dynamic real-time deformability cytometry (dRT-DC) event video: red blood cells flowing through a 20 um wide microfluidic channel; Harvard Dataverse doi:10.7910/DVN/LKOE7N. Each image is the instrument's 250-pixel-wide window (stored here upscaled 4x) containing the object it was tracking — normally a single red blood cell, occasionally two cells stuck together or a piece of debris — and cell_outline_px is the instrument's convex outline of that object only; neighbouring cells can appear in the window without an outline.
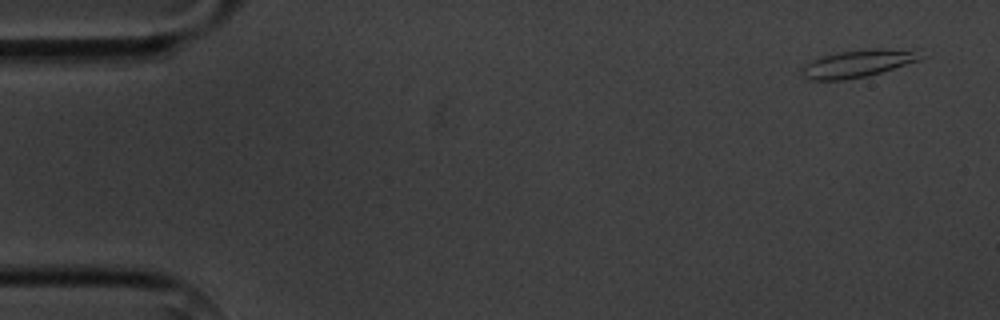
{"species": "common noctule bat (a hibernating species)", "species_latin": "Nyctalus noctula", "temperature_condition": "cold", "stored_images_in_passage": 9, "camera_frame_rate_fps": 3000, "um_per_image_px": 0.085, "animal": {"sex": "male", "body_mass_g": 20.1, "forearm_length_mm": 53.5}, "frame": {"image": 1, "passage_image": 1, "time_ms": 0.0, "image_size_px": [1000, 320], "cell_outline_px": [[924, 56], [920, 60], [880, 72], [864, 76], [844, 80], [812, 80], [800, 76], [800, 72], [804, 64], [812, 60], [824, 56], [840, 52], [872, 48], [920, 48]], "centroid_in_image_um": [72.99, 5.37], "position_along_channel_um": 12.0, "area_um2": 19.31}}
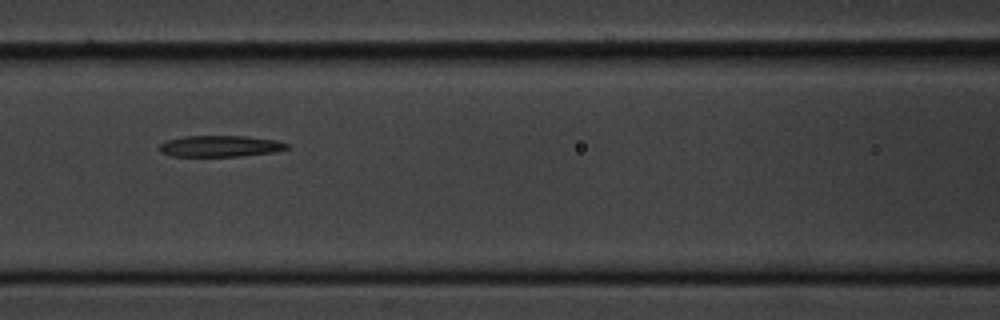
{"frame": {"image": 2, "passage_image": 6, "time_ms": 7.0, "image_size_px": [1000, 320], "cell_outline_px": [[288, 148], [272, 152], [240, 156], [172, 156], [160, 152], [160, 144], [164, 140], [184, 136], [244, 136], [276, 140], [288, 144]], "centroid_in_image_um": [18.66, 12.42], "position_along_channel_um": 147.9, "area_um2": 15.72}}
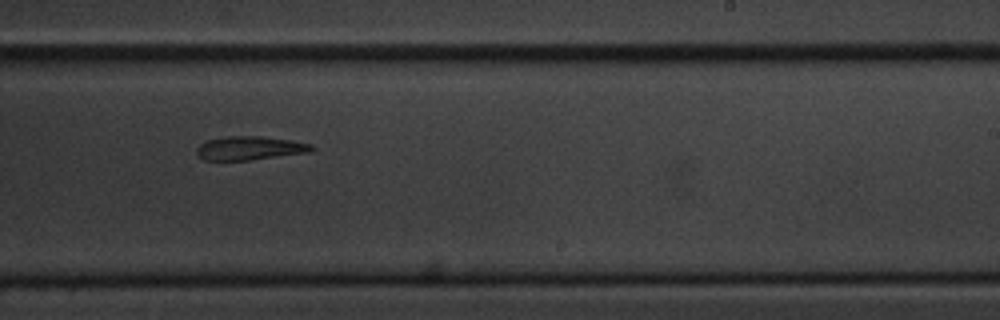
{"frame": {"image": 3, "passage_image": 9, "time_ms": 10.333, "image_size_px": [1000, 320], "cell_outline_px": [[316, 148], [308, 152], [248, 160], [204, 160], [196, 156], [196, 148], [200, 144], [208, 140], [228, 136], [260, 136], [292, 140], [312, 144]], "centroid_in_image_um": [21.2, 12.59], "position_along_channel_um": 267.8, "area_um2": 15.84}}